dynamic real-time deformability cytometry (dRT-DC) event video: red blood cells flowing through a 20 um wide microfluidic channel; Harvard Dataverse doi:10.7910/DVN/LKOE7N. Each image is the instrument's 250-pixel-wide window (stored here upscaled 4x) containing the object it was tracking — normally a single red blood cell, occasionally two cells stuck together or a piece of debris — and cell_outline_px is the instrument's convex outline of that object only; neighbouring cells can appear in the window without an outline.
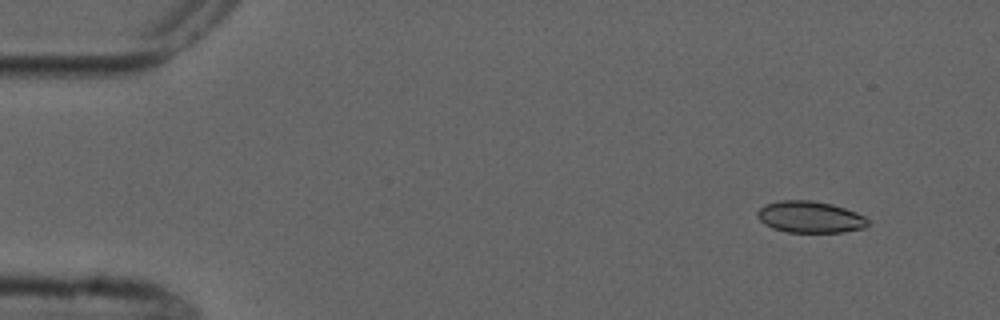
{"species": "common noctule bat (a hibernating species)", "species_latin": "Nyctalus noctula", "temperature_condition": "cold", "stored_images_in_passage": 6, "camera_frame_rate_fps": 3000, "um_per_image_px": 0.085, "animal": {"sex": "male", "forearm_length_mm": 52.5}, "frame": {"image": 1, "passage_image": 2, "time_ms": 1.333, "image_size_px": [1000, 320], "cell_outline_px": [[868, 224], [864, 228], [844, 232], [788, 232], [772, 228], [764, 224], [756, 216], [756, 212], [760, 208], [768, 204], [780, 200], [812, 200], [832, 204], [856, 212], [864, 216], [868, 220]], "centroid_in_image_um": [68.85, 18.44], "position_along_channel_um": 16.2, "area_um2": 20.35}}
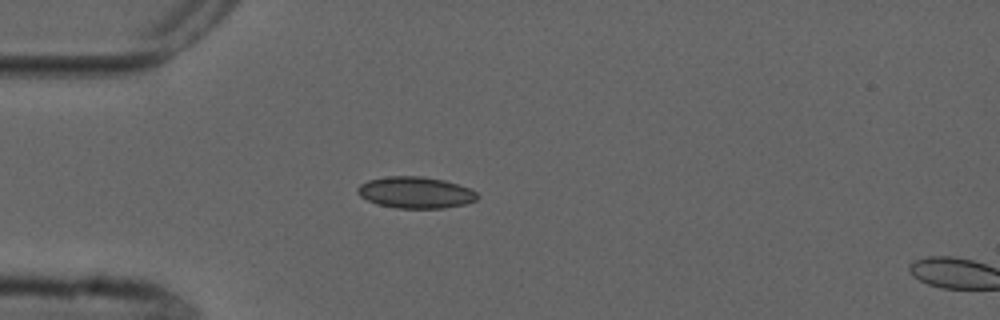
{"frame": {"image": 2, "passage_image": 5, "time_ms": 4.667, "image_size_px": [1000, 320], "cell_outline_px": [[480, 196], [476, 200], [464, 204], [444, 208], [396, 208], [376, 204], [360, 196], [356, 192], [356, 188], [360, 184], [368, 180], [388, 176], [424, 176], [444, 180], [468, 188], [476, 192]], "centroid_in_image_um": [35.29, 16.36], "position_along_channel_um": 49.7, "area_um2": 22.02}}